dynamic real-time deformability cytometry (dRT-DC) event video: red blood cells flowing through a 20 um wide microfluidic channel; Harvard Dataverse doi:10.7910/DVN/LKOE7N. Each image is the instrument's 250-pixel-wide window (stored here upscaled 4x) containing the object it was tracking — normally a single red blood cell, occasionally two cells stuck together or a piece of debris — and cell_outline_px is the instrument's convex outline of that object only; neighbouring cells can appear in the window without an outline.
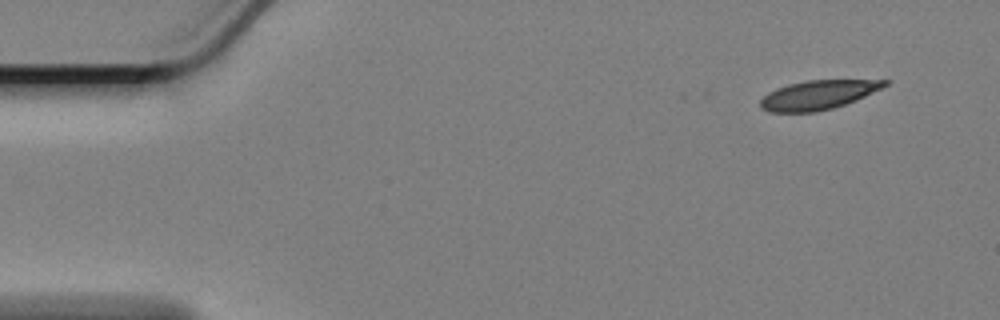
{"species": "Egyptian fruit bat (a non-hibernating species)", "species_latin": "Rousettus aegyptiacus", "temperature_condition": "cold", "stored_images_in_passage": 54, "camera_frame_rate_fps": 3000, "um_per_image_px": 0.085, "animal": {"sex": "female"}, "frame": {"image": 1, "passage_image": 1, "time_ms": 0.0, "image_size_px": [1000, 320], "cell_outline_px": [[888, 84], [856, 100], [832, 108], [816, 112], [768, 112], [760, 108], [760, 100], [768, 92], [776, 88], [788, 84], [808, 80], [888, 80]], "centroid_in_image_um": [69.47, 8.07], "position_along_channel_um": 15.5, "area_um2": 20.92}}
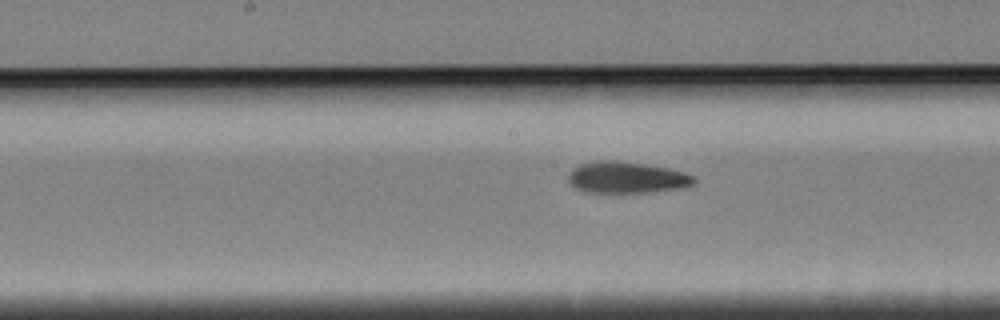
{"frame": {"image": 2, "passage_image": 26, "time_ms": 8.333, "image_size_px": [1000, 320], "cell_outline_px": [[696, 180], [692, 184], [680, 188], [648, 192], [584, 192], [576, 188], [568, 180], [568, 176], [572, 168], [580, 164], [596, 160], [616, 160], [644, 164], [668, 168], [684, 172], [696, 176]], "centroid_in_image_um": [53.25, 15.07], "position_along_channel_um": 194.9, "area_um2": 23.0}}
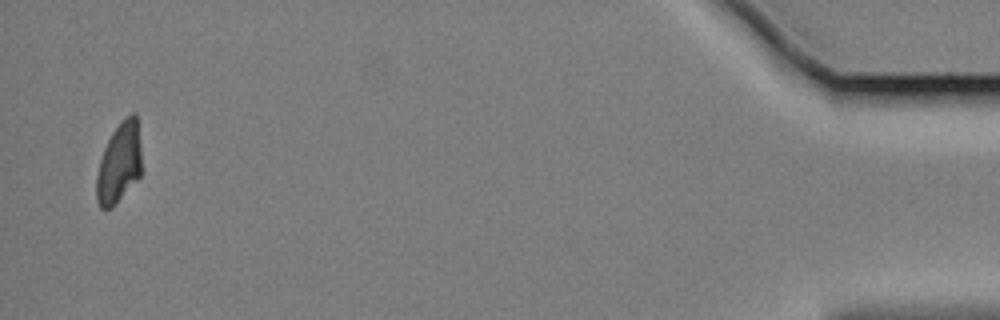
{"frame": {"image": 3, "passage_image": 54, "time_ms": 17.667, "image_size_px": [1000, 320], "cell_outline_px": [[140, 176], [116, 204], [112, 208], [100, 208], [96, 200], [96, 176], [100, 160], [104, 148], [112, 132], [120, 120], [124, 116], [132, 112], [136, 112], [140, 144]], "centroid_in_image_um": [10.12, 13.83], "position_along_channel_um": 425.1, "area_um2": 21.21}, "authors_computed_cell_mechanics": {"area_um2": 22.7443, "velocity_mm_per_s": 3.3709, "shape_relaxation_time_tau1_ms": 7.5438, "shape_relaxation_time_tau2_ms": 2.5523, "deformation_change_tau1": 0.1766, "deformation_change_tau2": 0.0809}}